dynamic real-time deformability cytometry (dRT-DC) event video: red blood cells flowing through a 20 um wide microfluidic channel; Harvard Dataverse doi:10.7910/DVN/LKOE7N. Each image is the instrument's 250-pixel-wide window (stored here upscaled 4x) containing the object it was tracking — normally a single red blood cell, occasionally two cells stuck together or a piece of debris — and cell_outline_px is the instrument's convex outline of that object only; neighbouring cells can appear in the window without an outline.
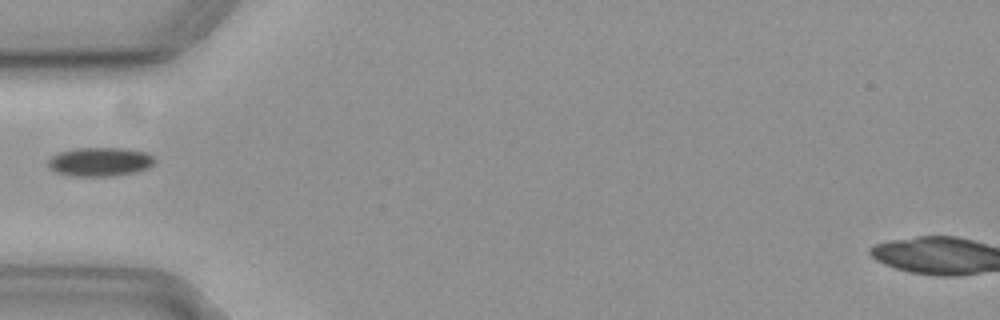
{"species": "common noctule bat (a hibernating species)", "species_latin": "Nyctalus noctula", "temperature_condition": "cold", "stored_images_in_passage": 9, "camera_frame_rate_fps": 3000, "um_per_image_px": 0.085, "animal": {"sex": "female", "body_mass_g": 19.3, "forearm_length_mm": 54.1}, "frame": {"image": 1, "passage_image": 1, "time_ms": 0.0, "image_size_px": [1000, 320], "cell_outline_px": [[152, 164], [148, 168], [136, 172], [108, 176], [72, 176], [56, 172], [48, 164], [48, 160], [52, 156], [60, 152], [76, 148], [124, 148], [144, 152], [152, 156]], "centroid_in_image_um": [8.47, 13.75], "position_along_channel_um": 76.5, "area_um2": 17.63}}